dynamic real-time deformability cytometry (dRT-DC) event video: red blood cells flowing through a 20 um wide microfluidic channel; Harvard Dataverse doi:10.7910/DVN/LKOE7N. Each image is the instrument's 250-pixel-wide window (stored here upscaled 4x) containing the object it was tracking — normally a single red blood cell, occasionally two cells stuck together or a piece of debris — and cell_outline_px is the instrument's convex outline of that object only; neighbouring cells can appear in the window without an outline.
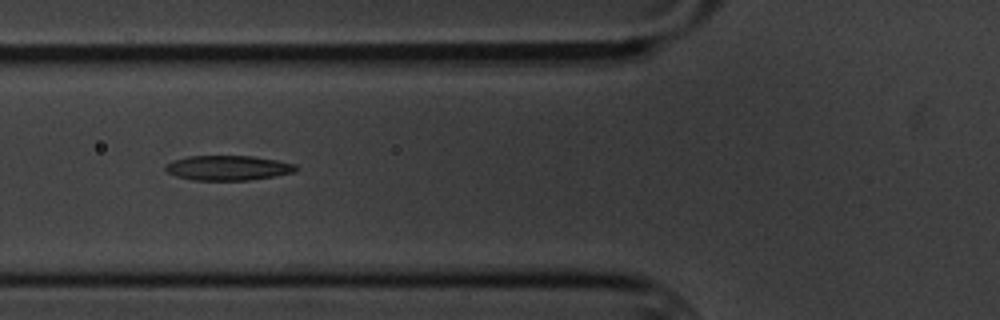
{"species": "common noctule bat (a hibernating species)", "species_latin": "Nyctalus noctula", "temperature_condition": "cold", "stored_images_in_passage": 6, "camera_frame_rate_fps": 3000, "um_per_image_px": 0.085, "animal": {"sex": "male", "body_mass_g": 20.1, "forearm_length_mm": 53.5}, "frame": {"image": 1, "passage_image": 4, "time_ms": 3.667, "image_size_px": [1000, 320], "cell_outline_px": [[300, 168], [296, 172], [276, 176], [248, 180], [192, 180], [176, 176], [168, 172], [164, 168], [172, 160], [188, 156], [252, 156], [276, 160], [296, 164]], "centroid_in_image_um": [19.42, 14.27], "position_along_channel_um": 106.4, "area_um2": 18.96}}
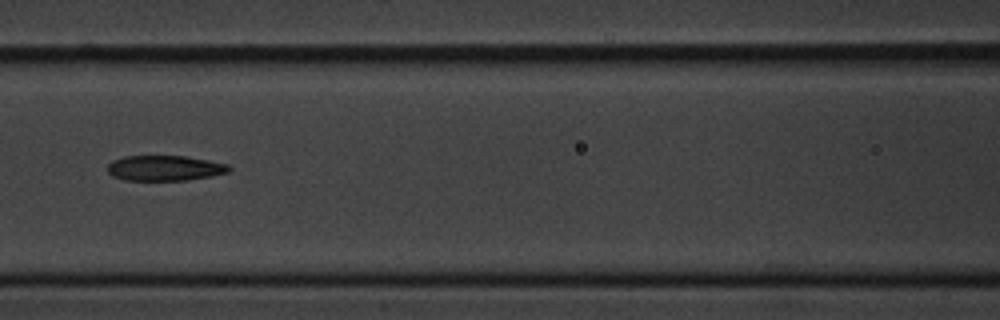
{"frame": {"image": 2, "passage_image": 5, "time_ms": 5.0, "image_size_px": [1000, 320], "cell_outline_px": [[232, 168], [228, 172], [212, 176], [188, 180], [124, 180], [112, 176], [108, 172], [108, 164], [112, 160], [124, 156], [184, 156], [208, 160], [228, 164]], "centroid_in_image_um": [14.0, 14.29], "position_along_channel_um": 152.6, "area_um2": 17.98}}
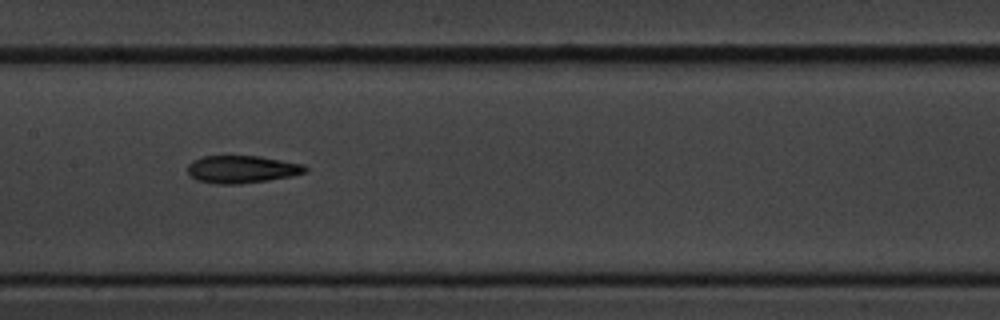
{"frame": {"image": 3, "passage_image": 6, "time_ms": 6.0, "image_size_px": [1000, 320], "cell_outline_px": [[308, 168], [304, 172], [292, 176], [268, 180], [236, 184], [216, 184], [196, 180], [188, 172], [188, 164], [192, 160], [204, 156], [260, 156], [304, 164]], "centroid_in_image_um": [20.55, 14.38], "position_along_channel_um": 186.8, "area_um2": 18.84}}